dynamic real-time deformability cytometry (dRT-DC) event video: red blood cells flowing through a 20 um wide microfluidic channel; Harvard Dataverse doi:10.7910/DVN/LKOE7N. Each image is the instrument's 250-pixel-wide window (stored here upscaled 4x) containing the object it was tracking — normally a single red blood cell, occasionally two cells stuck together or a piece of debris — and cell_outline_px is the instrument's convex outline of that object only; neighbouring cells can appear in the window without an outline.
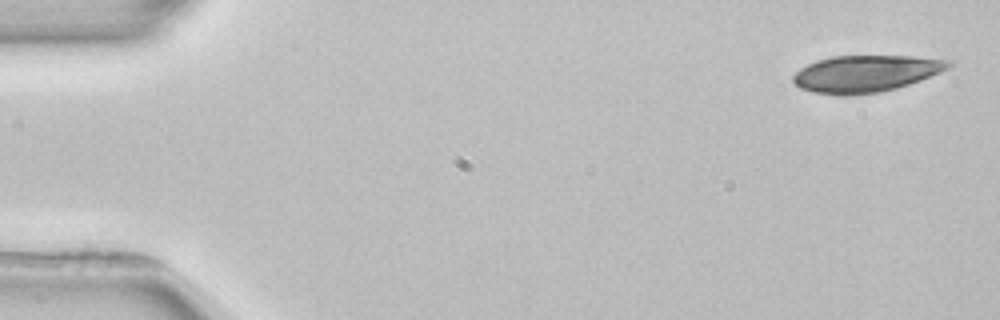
{"species": "common noctule bat (a hibernating species)", "species_latin": "Nyctalus noctula", "temperature_condition": "room temperature", "stored_images_in_passage": 4, "camera_frame_rate_fps": 3000, "um_per_image_px": 0.085, "animal": {"sex": "female", "body_mass_g": 22.7, "forearm_length_mm": 54.2}, "frame": {"image": 1, "passage_image": 1, "time_ms": 0.0, "image_size_px": [1000, 320], "cell_outline_px": [[952, 64], [948, 68], [940, 72], [920, 80], [896, 88], [880, 92], [852, 96], [836, 96], [812, 92], [800, 88], [792, 80], [792, 76], [800, 68], [816, 60], [832, 56], [912, 56], [952, 60]], "centroid_in_image_um": [73.55, 6.27], "position_along_channel_um": 11.4, "area_um2": 33.58}}